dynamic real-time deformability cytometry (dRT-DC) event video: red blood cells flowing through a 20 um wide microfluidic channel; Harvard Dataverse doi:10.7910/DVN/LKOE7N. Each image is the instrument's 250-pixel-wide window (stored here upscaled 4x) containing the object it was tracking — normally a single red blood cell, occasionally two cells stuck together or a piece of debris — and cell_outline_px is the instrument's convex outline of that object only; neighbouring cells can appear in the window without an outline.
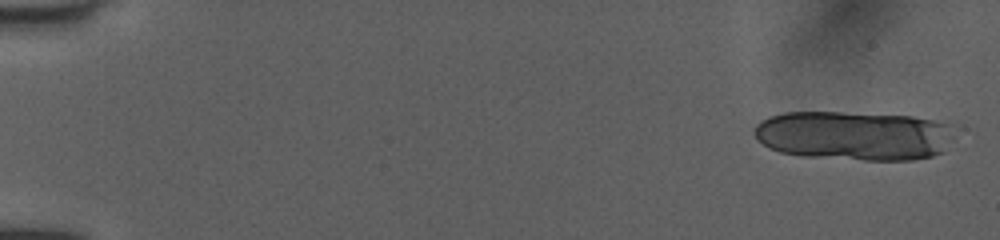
{"species": "human", "species_latin": "Homo sapiens", "temperature_condition": "room temperature", "stored_images_in_passage": 16, "camera_frame_rate_fps": 3000, "um_per_image_px": 0.085, "donor": {"sex": "female"}, "frame": {"image": 1, "passage_image": 1, "time_ms": 0.0, "image_size_px": [1000, 240], "cell_outline_px": [[960, 124], [952, 140], [944, 152], [932, 156], [912, 160], [864, 160], [800, 156], [780, 152], [768, 148], [756, 140], [756, 124], [760, 120], [768, 116], [784, 112], [840, 112], [912, 116]], "centroid_in_image_um": [72.68, 11.52], "position_along_channel_um": 12.3, "area_um2": 58.78}}